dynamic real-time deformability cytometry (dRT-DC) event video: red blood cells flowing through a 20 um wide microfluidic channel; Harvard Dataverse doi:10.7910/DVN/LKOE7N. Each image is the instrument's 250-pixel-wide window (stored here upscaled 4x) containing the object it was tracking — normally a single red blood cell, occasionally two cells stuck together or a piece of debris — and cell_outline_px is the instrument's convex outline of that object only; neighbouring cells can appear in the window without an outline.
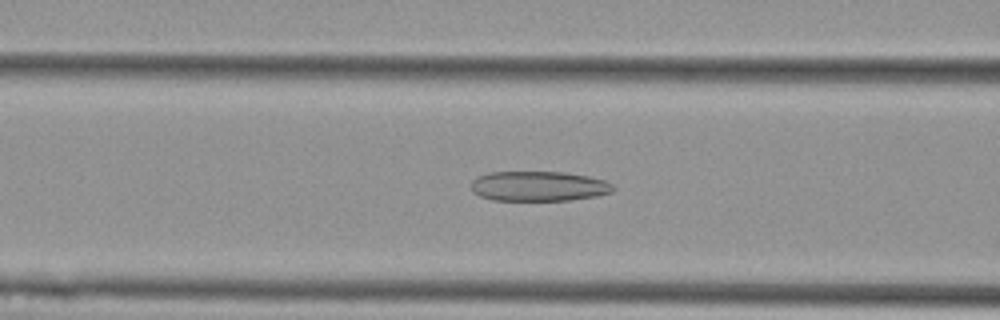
{"species": "Egyptian fruit bat (a non-hibernating species)", "species_latin": "Rousettus aegyptiacus", "temperature_condition": "cold", "stored_images_in_passage": 51, "camera_frame_rate_fps": 3000, "um_per_image_px": 0.085, "animal": {"sex": "female"}, "frame": {"image": 1, "passage_image": 19, "time_ms": 6.0, "image_size_px": [1000, 320], "cell_outline_px": [[616, 188], [612, 192], [596, 196], [572, 200], [492, 200], [480, 196], [472, 192], [472, 180], [476, 176], [492, 172], [564, 172], [588, 176], [604, 180], [612, 184]], "centroid_in_image_um": [45.79, 15.82], "position_along_channel_um": 120.8, "area_um2": 24.85}}
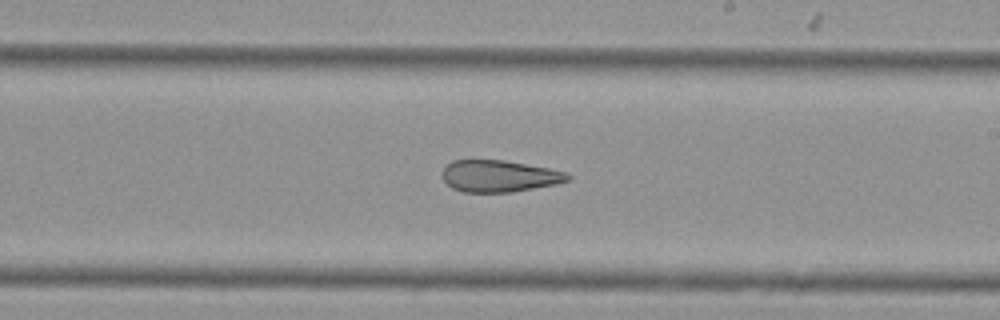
{"frame": {"image": 2, "passage_image": 29, "time_ms": 9.333, "image_size_px": [1000, 320], "cell_outline_px": [[572, 180], [556, 184], [512, 192], [464, 192], [452, 188], [440, 176], [440, 172], [452, 160], [504, 160], [548, 168], [568, 172], [572, 176]], "centroid_in_image_um": [42.45, 14.97], "position_along_channel_um": 246.6, "area_um2": 23.41}}
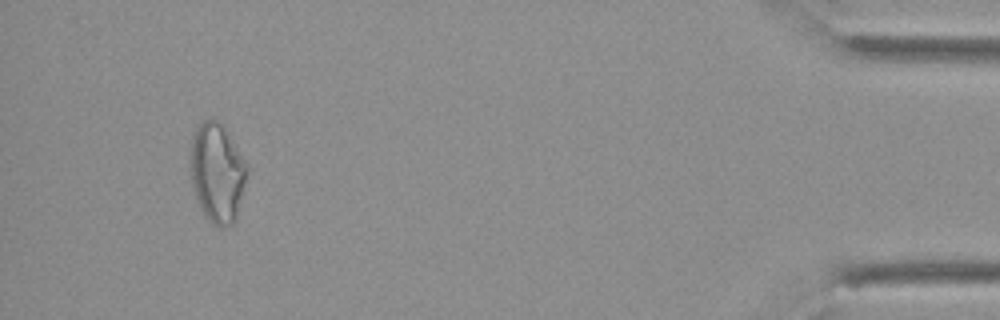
{"frame": {"image": 3, "passage_image": 48, "time_ms": 15.667, "image_size_px": [1000, 320], "cell_outline_px": [[248, 172], [236, 220], [232, 224], [224, 228], [216, 228], [204, 216], [192, 192], [188, 172], [192, 136], [200, 120], [212, 116], [224, 124], [248, 164]], "centroid_in_image_um": [18.43, 14.66], "position_along_channel_um": 416.8, "area_um2": 34.39}, "authors_computed_cell_mechanics": {"area_um2": 28.4954, "velocity_mm_per_s": 3.7932, "shape_relaxation_time_tau1_ms": null, "shape_relaxation_time_tau2_ms": 4.0255, "deformation_change_tau1": null, "deformation_change_tau2": 0.1353}}